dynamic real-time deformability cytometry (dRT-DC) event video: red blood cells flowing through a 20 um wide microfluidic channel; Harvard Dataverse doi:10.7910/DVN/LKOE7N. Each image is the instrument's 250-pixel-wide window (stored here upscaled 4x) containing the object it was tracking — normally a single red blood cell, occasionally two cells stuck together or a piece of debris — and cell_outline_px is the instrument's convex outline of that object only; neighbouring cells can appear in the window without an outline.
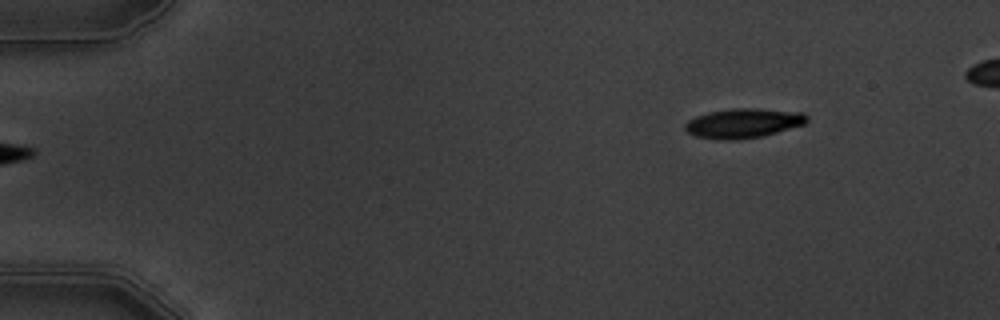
{"species": "common noctule bat (a hibernating species)", "species_latin": "Nyctalus noctula", "temperature_condition": "warm", "stored_images_in_passage": 5, "segment_of_instrument_passage": [2, 2], "camera_frame_rate_fps": 3000, "um_per_image_px": 0.085, "animal": {"sex": "male", "body_mass_g": 19.5, "forearm_length_mm": 54.6}, "frame": {"image": 1, "passage_image": 5, "time_ms": 6.0, "image_size_px": [1000, 320], "cell_outline_px": [[808, 120], [804, 124], [764, 136], [736, 140], [716, 140], [696, 136], [688, 132], [684, 128], [684, 124], [688, 120], [696, 116], [708, 112], [732, 108], [756, 108], [804, 112], [808, 116]], "centroid_in_image_um": [63.18, 10.47], "position_along_channel_um": 21.8, "area_um2": 21.21}}